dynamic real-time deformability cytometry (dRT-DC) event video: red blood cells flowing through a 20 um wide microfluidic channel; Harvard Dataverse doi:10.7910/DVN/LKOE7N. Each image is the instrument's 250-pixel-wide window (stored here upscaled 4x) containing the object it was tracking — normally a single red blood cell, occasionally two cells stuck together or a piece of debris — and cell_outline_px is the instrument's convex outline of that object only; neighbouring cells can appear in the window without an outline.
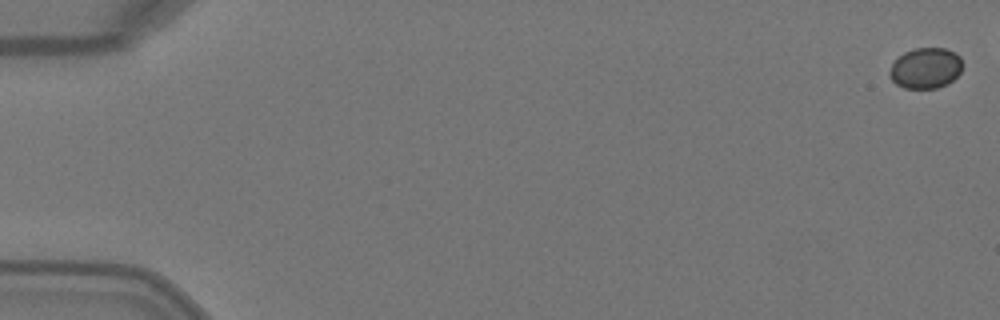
{"species": "Egyptian fruit bat (a non-hibernating species)", "species_latin": "Rousettus aegyptiacus", "temperature_condition": "warm", "stored_images_in_passage": 6, "camera_frame_rate_fps": 3000, "um_per_image_px": 0.085, "animal": {"sex": "female"}, "frame": {"image": 1, "passage_image": 1, "time_ms": 0.0, "image_size_px": [1000, 320], "cell_outline_px": [[964, 64], [960, 72], [948, 84], [936, 88], [904, 88], [896, 84], [888, 76], [888, 72], [892, 64], [904, 52], [916, 48], [944, 48], [956, 52], [960, 56]], "centroid_in_image_um": [78.69, 5.79], "position_along_channel_um": 6.3, "area_um2": 17.46}}